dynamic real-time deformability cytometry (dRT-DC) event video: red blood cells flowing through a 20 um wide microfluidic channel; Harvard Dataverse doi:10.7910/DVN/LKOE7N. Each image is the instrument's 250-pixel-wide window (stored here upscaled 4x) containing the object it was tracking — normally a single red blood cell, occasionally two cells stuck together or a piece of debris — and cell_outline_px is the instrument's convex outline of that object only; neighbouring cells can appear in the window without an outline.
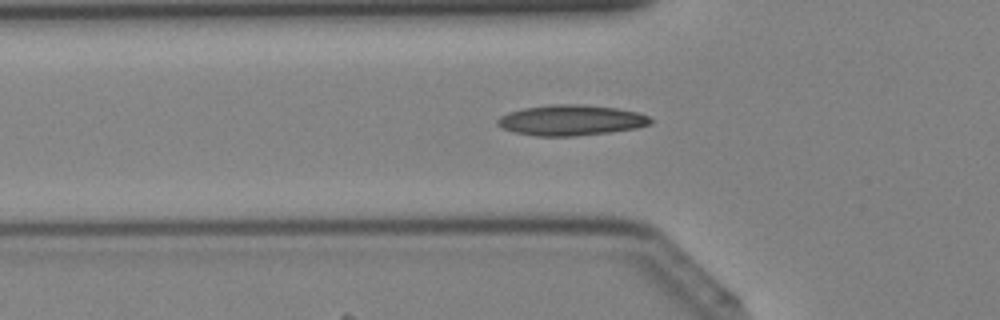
{"species": "Egyptian fruit bat (a non-hibernating species)", "species_latin": "Rousettus aegyptiacus", "temperature_condition": "cold", "stored_images_in_passage": 41, "camera_frame_rate_fps": 3000, "um_per_image_px": 0.085, "animal": {"sex": "female"}, "frame": {"image": 1, "passage_image": 14, "time_ms": 4.333, "image_size_px": [1000, 320], "cell_outline_px": [[652, 124], [636, 128], [608, 132], [572, 136], [536, 136], [516, 132], [504, 128], [496, 124], [496, 120], [500, 116], [508, 112], [524, 108], [556, 104], [580, 104], [616, 108], [636, 112], [648, 116], [652, 120]], "centroid_in_image_um": [48.53, 10.21], "position_along_channel_um": 77.3, "area_um2": 26.99}}
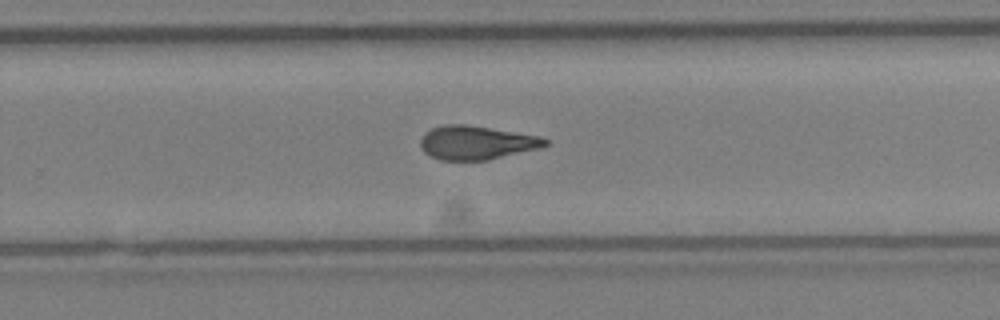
{"frame": {"image": 2, "passage_image": 27, "time_ms": 8.667, "image_size_px": [1000, 320], "cell_outline_px": [[548, 144], [540, 148], [488, 160], [440, 160], [424, 152], [420, 144], [420, 140], [424, 132], [432, 128], [444, 124], [464, 124], [540, 136], [548, 140]], "centroid_in_image_um": [40.48, 12.12], "position_along_channel_um": 289.3, "area_um2": 24.45}}
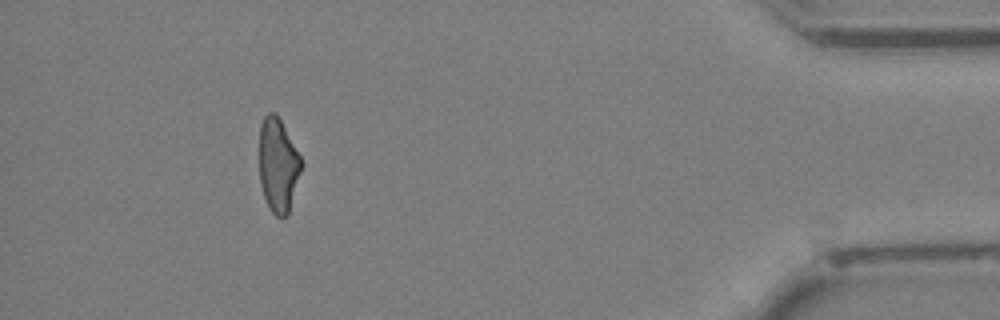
{"frame": {"image": 3, "passage_image": 38, "time_ms": 12.333, "image_size_px": [1000, 320], "cell_outline_px": [[304, 164], [288, 212], [284, 216], [276, 216], [268, 208], [260, 184], [260, 124], [264, 116], [268, 112], [276, 112], [300, 156]], "centroid_in_image_um": [23.64, 14.02], "position_along_channel_um": 411.6, "area_um2": 22.89}}